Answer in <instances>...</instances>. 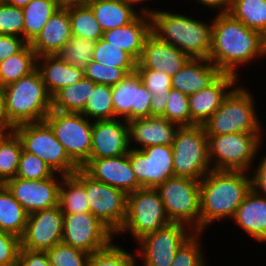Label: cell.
Masks as SVG:
<instances>
[{"mask_svg": "<svg viewBox=\"0 0 266 266\" xmlns=\"http://www.w3.org/2000/svg\"><path fill=\"white\" fill-rule=\"evenodd\" d=\"M216 15L212 20L211 51L208 60L222 73L238 77V66L266 55L264 36L246 27L229 13Z\"/></svg>", "mask_w": 266, "mask_h": 266, "instance_id": "cell-1", "label": "cell"}, {"mask_svg": "<svg viewBox=\"0 0 266 266\" xmlns=\"http://www.w3.org/2000/svg\"><path fill=\"white\" fill-rule=\"evenodd\" d=\"M251 190L244 171L212 170L200 181V232L219 219L233 218Z\"/></svg>", "mask_w": 266, "mask_h": 266, "instance_id": "cell-2", "label": "cell"}, {"mask_svg": "<svg viewBox=\"0 0 266 266\" xmlns=\"http://www.w3.org/2000/svg\"><path fill=\"white\" fill-rule=\"evenodd\" d=\"M140 14L151 17V33L192 59H209L212 22L196 20L182 14L142 8Z\"/></svg>", "mask_w": 266, "mask_h": 266, "instance_id": "cell-3", "label": "cell"}, {"mask_svg": "<svg viewBox=\"0 0 266 266\" xmlns=\"http://www.w3.org/2000/svg\"><path fill=\"white\" fill-rule=\"evenodd\" d=\"M2 90L7 116L15 127L44 121L52 109V96L37 69Z\"/></svg>", "mask_w": 266, "mask_h": 266, "instance_id": "cell-4", "label": "cell"}, {"mask_svg": "<svg viewBox=\"0 0 266 266\" xmlns=\"http://www.w3.org/2000/svg\"><path fill=\"white\" fill-rule=\"evenodd\" d=\"M253 97L246 88L236 86L203 124L206 135L261 133Z\"/></svg>", "mask_w": 266, "mask_h": 266, "instance_id": "cell-5", "label": "cell"}, {"mask_svg": "<svg viewBox=\"0 0 266 266\" xmlns=\"http://www.w3.org/2000/svg\"><path fill=\"white\" fill-rule=\"evenodd\" d=\"M207 137L209 161L212 169L218 171L249 172L262 142L261 133L236 132Z\"/></svg>", "mask_w": 266, "mask_h": 266, "instance_id": "cell-6", "label": "cell"}, {"mask_svg": "<svg viewBox=\"0 0 266 266\" xmlns=\"http://www.w3.org/2000/svg\"><path fill=\"white\" fill-rule=\"evenodd\" d=\"M14 131L21 139L23 150L39 157L54 173H60V177L73 175L79 169L45 120L18 125Z\"/></svg>", "mask_w": 266, "mask_h": 266, "instance_id": "cell-7", "label": "cell"}, {"mask_svg": "<svg viewBox=\"0 0 266 266\" xmlns=\"http://www.w3.org/2000/svg\"><path fill=\"white\" fill-rule=\"evenodd\" d=\"M171 147L174 176L201 181L213 170L209 161L208 137L203 125L180 127Z\"/></svg>", "mask_w": 266, "mask_h": 266, "instance_id": "cell-8", "label": "cell"}, {"mask_svg": "<svg viewBox=\"0 0 266 266\" xmlns=\"http://www.w3.org/2000/svg\"><path fill=\"white\" fill-rule=\"evenodd\" d=\"M168 219L200 232V181L173 176L155 188Z\"/></svg>", "mask_w": 266, "mask_h": 266, "instance_id": "cell-9", "label": "cell"}, {"mask_svg": "<svg viewBox=\"0 0 266 266\" xmlns=\"http://www.w3.org/2000/svg\"><path fill=\"white\" fill-rule=\"evenodd\" d=\"M170 223L158 191L155 188H140L127 194V215L117 234L129 231L138 241Z\"/></svg>", "mask_w": 266, "mask_h": 266, "instance_id": "cell-10", "label": "cell"}, {"mask_svg": "<svg viewBox=\"0 0 266 266\" xmlns=\"http://www.w3.org/2000/svg\"><path fill=\"white\" fill-rule=\"evenodd\" d=\"M45 121L53 129L70 159L81 168L90 158L93 122L82 113L57 110H51Z\"/></svg>", "mask_w": 266, "mask_h": 266, "instance_id": "cell-11", "label": "cell"}, {"mask_svg": "<svg viewBox=\"0 0 266 266\" xmlns=\"http://www.w3.org/2000/svg\"><path fill=\"white\" fill-rule=\"evenodd\" d=\"M73 175L86 187L90 212L117 234L126 219L127 194L92 179L81 168Z\"/></svg>", "mask_w": 266, "mask_h": 266, "instance_id": "cell-12", "label": "cell"}, {"mask_svg": "<svg viewBox=\"0 0 266 266\" xmlns=\"http://www.w3.org/2000/svg\"><path fill=\"white\" fill-rule=\"evenodd\" d=\"M114 233L91 212L64 214L62 242L89 254L113 242Z\"/></svg>", "mask_w": 266, "mask_h": 266, "instance_id": "cell-13", "label": "cell"}, {"mask_svg": "<svg viewBox=\"0 0 266 266\" xmlns=\"http://www.w3.org/2000/svg\"><path fill=\"white\" fill-rule=\"evenodd\" d=\"M193 233L187 225L171 222L138 240L137 255L143 257V266H171L177 250Z\"/></svg>", "mask_w": 266, "mask_h": 266, "instance_id": "cell-14", "label": "cell"}, {"mask_svg": "<svg viewBox=\"0 0 266 266\" xmlns=\"http://www.w3.org/2000/svg\"><path fill=\"white\" fill-rule=\"evenodd\" d=\"M132 170L142 188H156L174 176L173 150L168 145H153L129 150Z\"/></svg>", "mask_w": 266, "mask_h": 266, "instance_id": "cell-15", "label": "cell"}, {"mask_svg": "<svg viewBox=\"0 0 266 266\" xmlns=\"http://www.w3.org/2000/svg\"><path fill=\"white\" fill-rule=\"evenodd\" d=\"M64 214L60 205L28 215L21 247L34 251H48L62 242Z\"/></svg>", "mask_w": 266, "mask_h": 266, "instance_id": "cell-16", "label": "cell"}, {"mask_svg": "<svg viewBox=\"0 0 266 266\" xmlns=\"http://www.w3.org/2000/svg\"><path fill=\"white\" fill-rule=\"evenodd\" d=\"M55 173L51 178L24 180L18 177L4 183L28 214L59 205L61 181Z\"/></svg>", "mask_w": 266, "mask_h": 266, "instance_id": "cell-17", "label": "cell"}, {"mask_svg": "<svg viewBox=\"0 0 266 266\" xmlns=\"http://www.w3.org/2000/svg\"><path fill=\"white\" fill-rule=\"evenodd\" d=\"M152 93L146 88L137 71L112 86V102L115 118L127 122L137 118L150 117Z\"/></svg>", "mask_w": 266, "mask_h": 266, "instance_id": "cell-18", "label": "cell"}, {"mask_svg": "<svg viewBox=\"0 0 266 266\" xmlns=\"http://www.w3.org/2000/svg\"><path fill=\"white\" fill-rule=\"evenodd\" d=\"M81 169L92 179L130 194L142 188L132 170L129 153L100 159H89Z\"/></svg>", "mask_w": 266, "mask_h": 266, "instance_id": "cell-19", "label": "cell"}, {"mask_svg": "<svg viewBox=\"0 0 266 266\" xmlns=\"http://www.w3.org/2000/svg\"><path fill=\"white\" fill-rule=\"evenodd\" d=\"M131 146L126 120L124 123L118 118L93 121L92 148L89 159L122 156L129 153Z\"/></svg>", "mask_w": 266, "mask_h": 266, "instance_id": "cell-20", "label": "cell"}, {"mask_svg": "<svg viewBox=\"0 0 266 266\" xmlns=\"http://www.w3.org/2000/svg\"><path fill=\"white\" fill-rule=\"evenodd\" d=\"M238 81V77L222 73L211 85L190 95L191 126L203 125L236 87Z\"/></svg>", "mask_w": 266, "mask_h": 266, "instance_id": "cell-21", "label": "cell"}, {"mask_svg": "<svg viewBox=\"0 0 266 266\" xmlns=\"http://www.w3.org/2000/svg\"><path fill=\"white\" fill-rule=\"evenodd\" d=\"M191 58L152 33L146 38L136 68H147L174 76Z\"/></svg>", "mask_w": 266, "mask_h": 266, "instance_id": "cell-22", "label": "cell"}, {"mask_svg": "<svg viewBox=\"0 0 266 266\" xmlns=\"http://www.w3.org/2000/svg\"><path fill=\"white\" fill-rule=\"evenodd\" d=\"M129 144L137 142L143 149L153 145L172 146L181 126L164 117H144L128 121ZM132 140V141H131Z\"/></svg>", "mask_w": 266, "mask_h": 266, "instance_id": "cell-23", "label": "cell"}, {"mask_svg": "<svg viewBox=\"0 0 266 266\" xmlns=\"http://www.w3.org/2000/svg\"><path fill=\"white\" fill-rule=\"evenodd\" d=\"M151 34V17L139 14L127 25L103 32L102 39L128 52L136 61L140 59L144 42Z\"/></svg>", "mask_w": 266, "mask_h": 266, "instance_id": "cell-24", "label": "cell"}, {"mask_svg": "<svg viewBox=\"0 0 266 266\" xmlns=\"http://www.w3.org/2000/svg\"><path fill=\"white\" fill-rule=\"evenodd\" d=\"M71 36L68 9L59 8L50 17L40 34L30 45L37 57L56 55L67 44Z\"/></svg>", "mask_w": 266, "mask_h": 266, "instance_id": "cell-25", "label": "cell"}, {"mask_svg": "<svg viewBox=\"0 0 266 266\" xmlns=\"http://www.w3.org/2000/svg\"><path fill=\"white\" fill-rule=\"evenodd\" d=\"M222 72L208 59H190L171 77L172 88L190 96L211 85Z\"/></svg>", "mask_w": 266, "mask_h": 266, "instance_id": "cell-26", "label": "cell"}, {"mask_svg": "<svg viewBox=\"0 0 266 266\" xmlns=\"http://www.w3.org/2000/svg\"><path fill=\"white\" fill-rule=\"evenodd\" d=\"M36 69L51 96L63 87L79 82L84 77L83 70L69 65L57 55L37 57Z\"/></svg>", "mask_w": 266, "mask_h": 266, "instance_id": "cell-27", "label": "cell"}, {"mask_svg": "<svg viewBox=\"0 0 266 266\" xmlns=\"http://www.w3.org/2000/svg\"><path fill=\"white\" fill-rule=\"evenodd\" d=\"M244 232L261 243L266 242V198L251 189L233 218Z\"/></svg>", "mask_w": 266, "mask_h": 266, "instance_id": "cell-28", "label": "cell"}, {"mask_svg": "<svg viewBox=\"0 0 266 266\" xmlns=\"http://www.w3.org/2000/svg\"><path fill=\"white\" fill-rule=\"evenodd\" d=\"M103 32L127 25L139 14L120 0H92L88 5Z\"/></svg>", "mask_w": 266, "mask_h": 266, "instance_id": "cell-29", "label": "cell"}, {"mask_svg": "<svg viewBox=\"0 0 266 266\" xmlns=\"http://www.w3.org/2000/svg\"><path fill=\"white\" fill-rule=\"evenodd\" d=\"M96 83L83 77L73 85L63 87L52 96V109L66 113H81Z\"/></svg>", "mask_w": 266, "mask_h": 266, "instance_id": "cell-30", "label": "cell"}, {"mask_svg": "<svg viewBox=\"0 0 266 266\" xmlns=\"http://www.w3.org/2000/svg\"><path fill=\"white\" fill-rule=\"evenodd\" d=\"M28 213L4 184H0V231L22 237Z\"/></svg>", "mask_w": 266, "mask_h": 266, "instance_id": "cell-31", "label": "cell"}, {"mask_svg": "<svg viewBox=\"0 0 266 266\" xmlns=\"http://www.w3.org/2000/svg\"><path fill=\"white\" fill-rule=\"evenodd\" d=\"M23 9V39L31 44L58 10L56 0H31Z\"/></svg>", "mask_w": 266, "mask_h": 266, "instance_id": "cell-32", "label": "cell"}, {"mask_svg": "<svg viewBox=\"0 0 266 266\" xmlns=\"http://www.w3.org/2000/svg\"><path fill=\"white\" fill-rule=\"evenodd\" d=\"M37 56L30 44L20 52L0 62V87L18 81L36 69Z\"/></svg>", "mask_w": 266, "mask_h": 266, "instance_id": "cell-33", "label": "cell"}, {"mask_svg": "<svg viewBox=\"0 0 266 266\" xmlns=\"http://www.w3.org/2000/svg\"><path fill=\"white\" fill-rule=\"evenodd\" d=\"M59 205L63 214L90 212L86 187L74 176H61Z\"/></svg>", "mask_w": 266, "mask_h": 266, "instance_id": "cell-34", "label": "cell"}, {"mask_svg": "<svg viewBox=\"0 0 266 266\" xmlns=\"http://www.w3.org/2000/svg\"><path fill=\"white\" fill-rule=\"evenodd\" d=\"M228 13L246 27L266 35V0H232Z\"/></svg>", "mask_w": 266, "mask_h": 266, "instance_id": "cell-35", "label": "cell"}, {"mask_svg": "<svg viewBox=\"0 0 266 266\" xmlns=\"http://www.w3.org/2000/svg\"><path fill=\"white\" fill-rule=\"evenodd\" d=\"M22 151L21 139L15 131L0 141V184L16 177Z\"/></svg>", "mask_w": 266, "mask_h": 266, "instance_id": "cell-36", "label": "cell"}, {"mask_svg": "<svg viewBox=\"0 0 266 266\" xmlns=\"http://www.w3.org/2000/svg\"><path fill=\"white\" fill-rule=\"evenodd\" d=\"M68 13L73 36L95 42L103 37V30L89 6L70 8Z\"/></svg>", "mask_w": 266, "mask_h": 266, "instance_id": "cell-37", "label": "cell"}, {"mask_svg": "<svg viewBox=\"0 0 266 266\" xmlns=\"http://www.w3.org/2000/svg\"><path fill=\"white\" fill-rule=\"evenodd\" d=\"M84 116L96 120H110L115 118L112 102V86L96 84L81 112Z\"/></svg>", "mask_w": 266, "mask_h": 266, "instance_id": "cell-38", "label": "cell"}, {"mask_svg": "<svg viewBox=\"0 0 266 266\" xmlns=\"http://www.w3.org/2000/svg\"><path fill=\"white\" fill-rule=\"evenodd\" d=\"M95 44V41L72 35L67 44L56 55L69 65L84 71L92 60Z\"/></svg>", "mask_w": 266, "mask_h": 266, "instance_id": "cell-39", "label": "cell"}, {"mask_svg": "<svg viewBox=\"0 0 266 266\" xmlns=\"http://www.w3.org/2000/svg\"><path fill=\"white\" fill-rule=\"evenodd\" d=\"M92 60L116 68H136L137 65V61L128 52L102 38L96 41Z\"/></svg>", "mask_w": 266, "mask_h": 266, "instance_id": "cell-40", "label": "cell"}, {"mask_svg": "<svg viewBox=\"0 0 266 266\" xmlns=\"http://www.w3.org/2000/svg\"><path fill=\"white\" fill-rule=\"evenodd\" d=\"M136 257L111 243L106 248L89 255L87 266H136Z\"/></svg>", "mask_w": 266, "mask_h": 266, "instance_id": "cell-41", "label": "cell"}, {"mask_svg": "<svg viewBox=\"0 0 266 266\" xmlns=\"http://www.w3.org/2000/svg\"><path fill=\"white\" fill-rule=\"evenodd\" d=\"M135 71L136 68L110 67L91 60L84 70V77L96 84L115 86Z\"/></svg>", "mask_w": 266, "mask_h": 266, "instance_id": "cell-42", "label": "cell"}, {"mask_svg": "<svg viewBox=\"0 0 266 266\" xmlns=\"http://www.w3.org/2000/svg\"><path fill=\"white\" fill-rule=\"evenodd\" d=\"M189 96L171 88L165 109V118L179 126H191Z\"/></svg>", "mask_w": 266, "mask_h": 266, "instance_id": "cell-43", "label": "cell"}, {"mask_svg": "<svg viewBox=\"0 0 266 266\" xmlns=\"http://www.w3.org/2000/svg\"><path fill=\"white\" fill-rule=\"evenodd\" d=\"M51 266H87L89 253L69 246L63 242L58 243L47 251Z\"/></svg>", "mask_w": 266, "mask_h": 266, "instance_id": "cell-44", "label": "cell"}, {"mask_svg": "<svg viewBox=\"0 0 266 266\" xmlns=\"http://www.w3.org/2000/svg\"><path fill=\"white\" fill-rule=\"evenodd\" d=\"M55 173L36 155L22 151L16 177L24 180L51 178Z\"/></svg>", "mask_w": 266, "mask_h": 266, "instance_id": "cell-45", "label": "cell"}, {"mask_svg": "<svg viewBox=\"0 0 266 266\" xmlns=\"http://www.w3.org/2000/svg\"><path fill=\"white\" fill-rule=\"evenodd\" d=\"M201 232H194L177 250L171 266H205L204 254L198 237Z\"/></svg>", "mask_w": 266, "mask_h": 266, "instance_id": "cell-46", "label": "cell"}, {"mask_svg": "<svg viewBox=\"0 0 266 266\" xmlns=\"http://www.w3.org/2000/svg\"><path fill=\"white\" fill-rule=\"evenodd\" d=\"M23 9L0 1V34L23 38Z\"/></svg>", "mask_w": 266, "mask_h": 266, "instance_id": "cell-47", "label": "cell"}, {"mask_svg": "<svg viewBox=\"0 0 266 266\" xmlns=\"http://www.w3.org/2000/svg\"><path fill=\"white\" fill-rule=\"evenodd\" d=\"M146 88L155 95L170 93L172 88L171 76L164 72L147 68H136Z\"/></svg>", "mask_w": 266, "mask_h": 266, "instance_id": "cell-48", "label": "cell"}, {"mask_svg": "<svg viewBox=\"0 0 266 266\" xmlns=\"http://www.w3.org/2000/svg\"><path fill=\"white\" fill-rule=\"evenodd\" d=\"M20 247L18 236L0 231V266H17Z\"/></svg>", "mask_w": 266, "mask_h": 266, "instance_id": "cell-49", "label": "cell"}, {"mask_svg": "<svg viewBox=\"0 0 266 266\" xmlns=\"http://www.w3.org/2000/svg\"><path fill=\"white\" fill-rule=\"evenodd\" d=\"M27 44L22 37L0 34V62L17 54Z\"/></svg>", "mask_w": 266, "mask_h": 266, "instance_id": "cell-50", "label": "cell"}, {"mask_svg": "<svg viewBox=\"0 0 266 266\" xmlns=\"http://www.w3.org/2000/svg\"><path fill=\"white\" fill-rule=\"evenodd\" d=\"M17 266H51V263L47 251H34L20 247Z\"/></svg>", "mask_w": 266, "mask_h": 266, "instance_id": "cell-51", "label": "cell"}, {"mask_svg": "<svg viewBox=\"0 0 266 266\" xmlns=\"http://www.w3.org/2000/svg\"><path fill=\"white\" fill-rule=\"evenodd\" d=\"M260 161L254 173L252 172L251 189L266 198V155Z\"/></svg>", "mask_w": 266, "mask_h": 266, "instance_id": "cell-52", "label": "cell"}, {"mask_svg": "<svg viewBox=\"0 0 266 266\" xmlns=\"http://www.w3.org/2000/svg\"><path fill=\"white\" fill-rule=\"evenodd\" d=\"M169 93H163L162 95L152 94L151 105H150V117H164L165 109L167 105V99Z\"/></svg>", "mask_w": 266, "mask_h": 266, "instance_id": "cell-53", "label": "cell"}, {"mask_svg": "<svg viewBox=\"0 0 266 266\" xmlns=\"http://www.w3.org/2000/svg\"><path fill=\"white\" fill-rule=\"evenodd\" d=\"M15 126L11 123L7 116L5 96L2 88L0 87V130H14Z\"/></svg>", "mask_w": 266, "mask_h": 266, "instance_id": "cell-54", "label": "cell"}, {"mask_svg": "<svg viewBox=\"0 0 266 266\" xmlns=\"http://www.w3.org/2000/svg\"><path fill=\"white\" fill-rule=\"evenodd\" d=\"M206 8H217L218 13H228L231 7L232 0H196Z\"/></svg>", "mask_w": 266, "mask_h": 266, "instance_id": "cell-55", "label": "cell"}, {"mask_svg": "<svg viewBox=\"0 0 266 266\" xmlns=\"http://www.w3.org/2000/svg\"><path fill=\"white\" fill-rule=\"evenodd\" d=\"M92 0H56L58 8L70 9L74 7L88 6Z\"/></svg>", "mask_w": 266, "mask_h": 266, "instance_id": "cell-56", "label": "cell"}, {"mask_svg": "<svg viewBox=\"0 0 266 266\" xmlns=\"http://www.w3.org/2000/svg\"><path fill=\"white\" fill-rule=\"evenodd\" d=\"M31 0H4L5 3L14 5L20 8L25 7Z\"/></svg>", "mask_w": 266, "mask_h": 266, "instance_id": "cell-57", "label": "cell"}, {"mask_svg": "<svg viewBox=\"0 0 266 266\" xmlns=\"http://www.w3.org/2000/svg\"><path fill=\"white\" fill-rule=\"evenodd\" d=\"M120 1L133 7V5L135 6L136 4H138L139 2L141 3L144 0H120Z\"/></svg>", "mask_w": 266, "mask_h": 266, "instance_id": "cell-58", "label": "cell"}, {"mask_svg": "<svg viewBox=\"0 0 266 266\" xmlns=\"http://www.w3.org/2000/svg\"><path fill=\"white\" fill-rule=\"evenodd\" d=\"M14 130H0V141L3 139V137L8 134L13 132Z\"/></svg>", "mask_w": 266, "mask_h": 266, "instance_id": "cell-59", "label": "cell"}]
</instances>
